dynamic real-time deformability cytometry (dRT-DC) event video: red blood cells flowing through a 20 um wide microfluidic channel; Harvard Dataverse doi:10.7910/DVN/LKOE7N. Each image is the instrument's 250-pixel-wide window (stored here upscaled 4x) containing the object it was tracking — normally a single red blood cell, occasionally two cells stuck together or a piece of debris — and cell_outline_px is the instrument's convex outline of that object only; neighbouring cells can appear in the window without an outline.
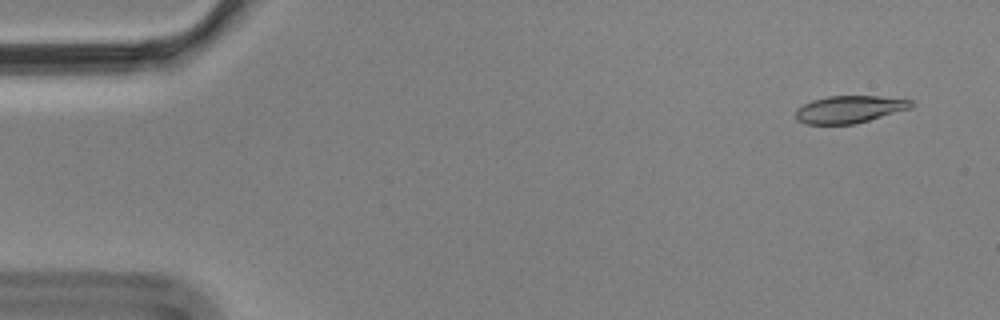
{"species": "Egyptian fruit bat (a non-hibernating species)", "species_latin": "Rousettus aegyptiacus", "temperature_condition": "cold", "stored_images_in_passage": 5, "camera_frame_rate_fps": 3000, "um_per_image_px": 0.085, "animal": {"sex": "male"}, "frame": {"image": 1, "passage_image": 1, "time_ms": 0.0, "image_size_px": [1000, 320], "cell_outline_px": [[916, 104], [912, 108], [856, 124], [808, 124], [796, 120], [796, 108], [812, 100], [828, 96], [880, 96], [912, 100]], "centroid_in_image_um": [72.24, 9.29], "position_along_channel_um": 12.8, "area_um2": 18.55}}